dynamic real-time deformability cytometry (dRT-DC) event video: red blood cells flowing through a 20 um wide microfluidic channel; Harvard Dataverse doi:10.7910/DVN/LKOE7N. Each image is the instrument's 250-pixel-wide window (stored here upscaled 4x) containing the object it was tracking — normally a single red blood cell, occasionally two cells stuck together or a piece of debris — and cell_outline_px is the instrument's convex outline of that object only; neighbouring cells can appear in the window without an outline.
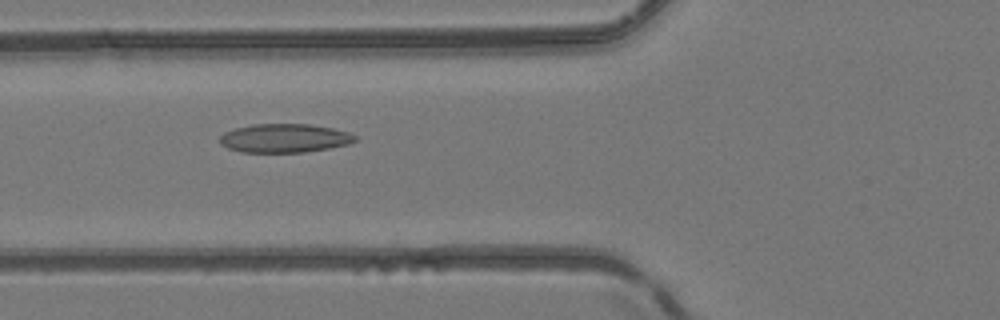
{"species": "common noctule bat (a hibernating species)", "species_latin": "Nyctalus noctula", "temperature_condition": "room temperature", "stored_images_in_passage": 36, "camera_frame_rate_fps": 3000, "um_per_image_px": 0.085, "animal": {"sex": "female", "body_mass_g": 24.6, "forearm_length_mm": 56.2}, "frame": {"image": 1, "passage_image": 5, "time_ms": 1.333, "image_size_px": [1000, 320], "cell_outline_px": [[356, 140], [348, 144], [328, 148], [304, 152], [240, 152], [228, 148], [220, 144], [220, 136], [224, 132], [236, 128], [252, 124], [308, 124], [332, 128], [348, 132], [356, 136]], "centroid_in_image_um": [24.15, 11.74], "position_along_channel_um": 101.6, "area_um2": 22.54}}
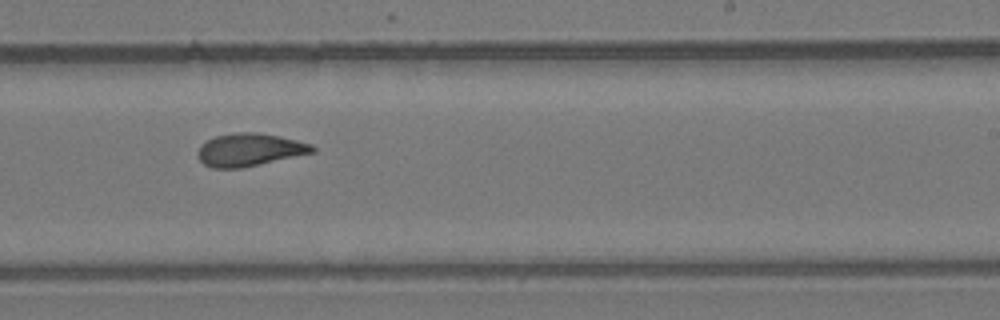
{"frame": {"image": 2, "passage_image": 17, "time_ms": 5.333, "image_size_px": [1000, 320], "cell_outline_px": [[316, 152], [240, 168], [212, 168], [204, 164], [196, 156], [196, 152], [200, 144], [216, 136], [236, 132], [256, 132], [280, 136], [312, 144], [316, 148]], "centroid_in_image_um": [21.19, 12.73], "position_along_channel_um": 267.8, "area_um2": 21.96}}
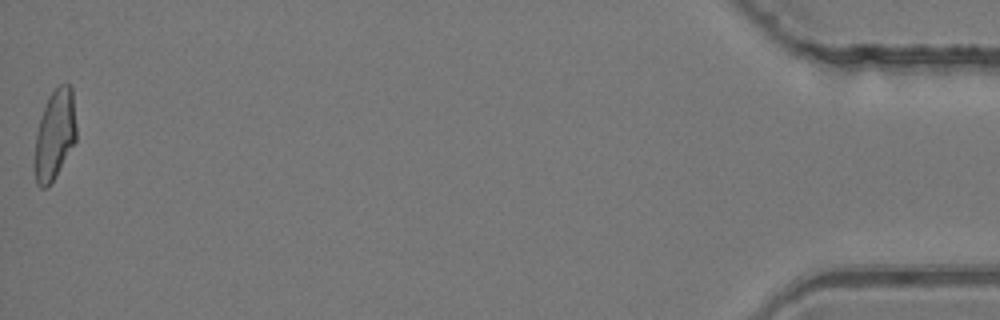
{"frame": {"image": 3, "passage_image": 36, "time_ms": 11.667, "image_size_px": [1000, 320], "cell_outline_px": [[76, 140], [48, 188], [40, 188], [36, 184], [32, 164], [36, 132], [48, 96], [60, 84], [68, 84], [72, 88], [76, 128]], "centroid_in_image_um": [4.61, 11.5], "position_along_channel_um": 430.6, "area_um2": 22.02}, "authors_computed_cell_mechanics": {"area_um2": 21.9062, "velocity_mm_per_s": 4.1602, "shape_relaxation_time_tau1_ms": null, "shape_relaxation_time_tau2_ms": 2.2811, "deformation_change_tau1": null, "deformation_change_tau2": 0.0836}}